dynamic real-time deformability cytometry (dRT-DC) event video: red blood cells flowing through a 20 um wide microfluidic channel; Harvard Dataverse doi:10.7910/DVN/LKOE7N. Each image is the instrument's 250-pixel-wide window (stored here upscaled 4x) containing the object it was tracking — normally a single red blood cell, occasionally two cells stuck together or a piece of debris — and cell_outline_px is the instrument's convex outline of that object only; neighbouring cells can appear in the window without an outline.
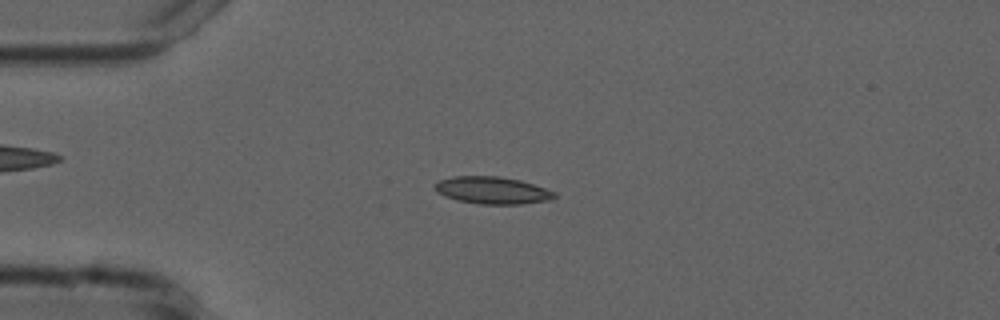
{"species": "common noctule bat (a hibernating species)", "species_latin": "Nyctalus noctula", "temperature_condition": "cold", "stored_images_in_passage": 54, "camera_frame_rate_fps": 3000, "um_per_image_px": 0.085, "animal": {"sex": "male", "forearm_length_mm": 52.5}, "frame": {"image": 1, "passage_image": 13, "time_ms": 4.0, "image_size_px": [1000, 320], "cell_outline_px": [[556, 196], [552, 200], [520, 204], [480, 204], [456, 200], [444, 196], [436, 192], [432, 184], [440, 180], [452, 176], [500, 176], [520, 180], [556, 192]], "centroid_in_image_um": [41.81, 16.18], "position_along_channel_um": 43.2, "area_um2": 19.13}}
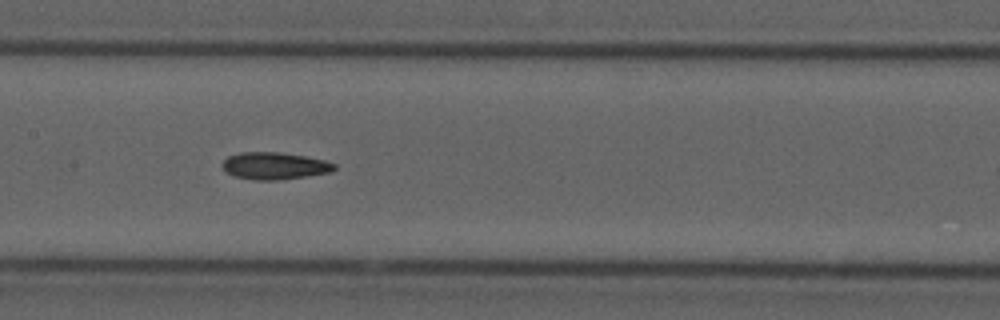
{"frame": {"image": 2, "passage_image": 26, "time_ms": 8.333, "image_size_px": [1000, 320], "cell_outline_px": [[336, 168], [332, 172], [280, 180], [256, 180], [232, 176], [224, 172], [224, 160], [228, 156], [240, 152], [280, 152], [304, 156], [324, 160], [336, 164]], "centroid_in_image_um": [23.33, 14.1], "position_along_channel_um": 184.1, "area_um2": 17.74}}
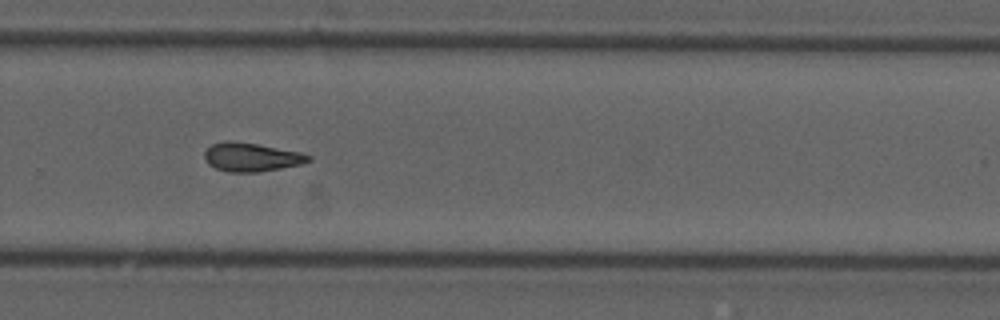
{"frame": {"image": 3, "passage_image": 36, "time_ms": 11.667, "image_size_px": [1000, 320], "cell_outline_px": [[312, 160], [300, 164], [280, 168], [256, 172], [228, 172], [216, 168], [208, 164], [204, 156], [204, 152], [212, 144], [224, 140], [228, 140], [256, 144], [300, 152], [312, 156]], "centroid_in_image_um": [21.35, 13.35], "position_along_channel_um": 308.5, "area_um2": 17.22}, "authors_computed_cell_mechanics": {"area_um2": 17.3689, "velocity_mm_per_s": 3.7543, "shape_relaxation_time_tau1_ms": 6.1999, "shape_relaxation_time_tau2_ms": 5.6012, "deformation_change_tau1": 0.1271, "deformation_change_tau2": 0.1266}}